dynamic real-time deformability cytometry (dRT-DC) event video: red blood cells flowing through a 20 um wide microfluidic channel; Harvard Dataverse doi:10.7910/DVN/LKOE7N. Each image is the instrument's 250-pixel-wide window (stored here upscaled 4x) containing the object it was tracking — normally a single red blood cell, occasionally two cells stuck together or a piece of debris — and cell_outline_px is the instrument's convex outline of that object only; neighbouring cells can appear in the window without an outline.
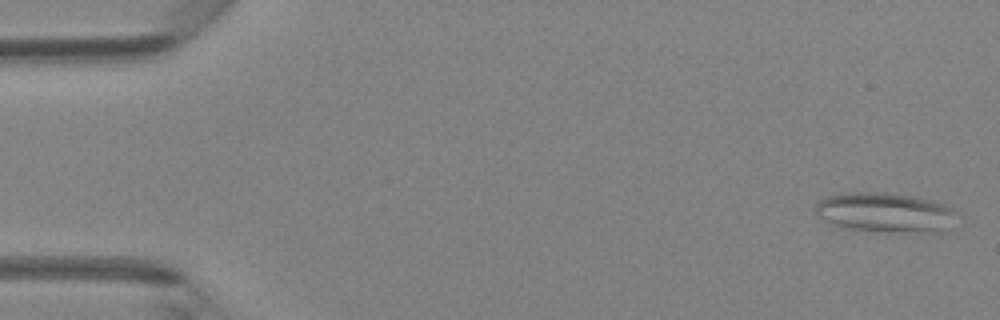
{"species": "Egyptian fruit bat (a non-hibernating species)", "species_latin": "Rousettus aegyptiacus", "temperature_condition": "room temperature", "stored_images_in_passage": 12, "camera_frame_rate_fps": 3000, "um_per_image_px": 0.085, "animal": {"sex": "female"}, "frame": {"image": 1, "passage_image": 1, "time_ms": 0.0, "image_size_px": [1000, 320], "cell_outline_px": [[952, 212], [944, 232], [884, 232], [848, 228], [824, 220], [816, 216], [816, 204], [820, 200], [828, 196], [848, 192], [888, 192], [912, 196], [932, 200], [944, 204]], "centroid_in_image_um": [75.15, 18.05], "position_along_channel_um": 9.9, "area_um2": 32.08}}